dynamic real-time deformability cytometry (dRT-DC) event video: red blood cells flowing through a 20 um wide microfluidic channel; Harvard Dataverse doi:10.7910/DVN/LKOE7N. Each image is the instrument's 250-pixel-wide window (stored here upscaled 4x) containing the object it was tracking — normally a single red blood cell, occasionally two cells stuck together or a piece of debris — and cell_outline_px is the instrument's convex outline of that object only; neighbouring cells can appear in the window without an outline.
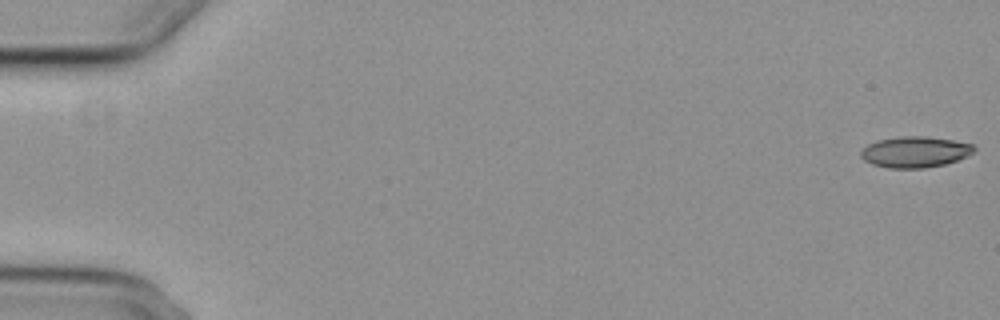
{"species": "common noctule bat (a hibernating species)", "species_latin": "Nyctalus noctula", "temperature_condition": "cold", "stored_images_in_passage": 7, "camera_frame_rate_fps": 3000, "um_per_image_px": 0.085, "animal": {"sex": "female", "body_mass_g": 29.2, "forearm_length_mm": 56.3}, "frame": {"image": 1, "passage_image": 1, "time_ms": 0.0, "image_size_px": [1000, 320], "cell_outline_px": [[976, 148], [968, 156], [944, 164], [924, 168], [888, 168], [872, 164], [864, 160], [860, 156], [860, 152], [868, 144], [876, 140], [900, 136], [924, 136], [952, 140], [972, 144]], "centroid_in_image_um": [77.75, 12.91], "position_along_channel_um": 7.3, "area_um2": 20.4}}